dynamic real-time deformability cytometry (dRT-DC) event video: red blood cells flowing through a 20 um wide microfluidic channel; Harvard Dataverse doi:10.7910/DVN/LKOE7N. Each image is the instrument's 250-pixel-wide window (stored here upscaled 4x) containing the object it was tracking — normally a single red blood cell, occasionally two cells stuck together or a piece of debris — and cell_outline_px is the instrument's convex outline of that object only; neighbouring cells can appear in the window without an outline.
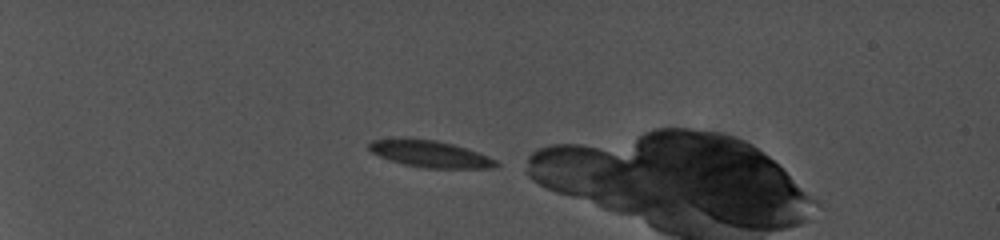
{"species": "common noctule bat (a hibernating species)", "species_latin": "Nyctalus noctula", "temperature_condition": "cold", "stored_images_in_passage": 3, "segment_of_instrument_passage": [1, 2], "camera_frame_rate_fps": 5000, "um_per_image_px": 0.085, "animal": {"sex": "female", "body_mass_g": 19.0, "forearm_length_mm": 56.7}, "frame": {"image": 1, "passage_image": 1, "time_ms": 0.0, "image_size_px": [1000, 240], "cell_outline_px": [[500, 164], [496, 168], [424, 168], [404, 164], [380, 156], [372, 152], [368, 148], [368, 144], [372, 140], [404, 136], [436, 140], [468, 148], [488, 156], [496, 160]], "centroid_in_image_um": [36.55, 13.05], "position_along_channel_um": 48.4, "area_um2": 20.17}}